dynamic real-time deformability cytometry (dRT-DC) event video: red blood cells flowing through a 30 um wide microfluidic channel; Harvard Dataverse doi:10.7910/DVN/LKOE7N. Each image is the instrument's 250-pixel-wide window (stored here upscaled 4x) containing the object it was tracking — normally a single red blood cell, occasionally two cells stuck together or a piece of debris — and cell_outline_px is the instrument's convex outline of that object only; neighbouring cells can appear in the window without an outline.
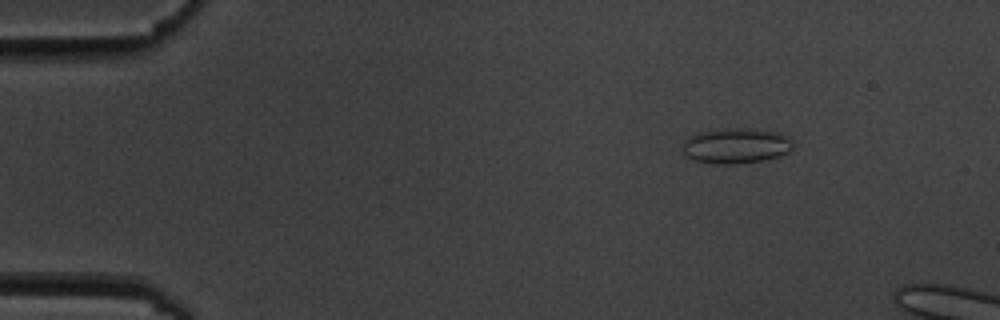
{"species": "common noctule bat (a hibernating species)", "species_latin": "Nyctalus noctula", "temperature_condition": "cold", "stored_images_in_passage": 6, "camera_frame_rate_fps": 3000, "um_per_image_px": 0.085, "animal": {"sex": "male", "body_mass_g": 19.5, "forearm_length_mm": 54.6}, "frame": {"image": 1, "passage_image": 3, "time_ms": 2.333, "image_size_px": [1000, 320], "cell_outline_px": [[792, 148], [788, 152], [764, 160], [740, 164], [716, 164], [696, 160], [684, 156], [680, 148], [684, 140], [688, 136], [696, 132], [728, 128], [748, 128], [780, 132], [788, 136], [792, 140]], "centroid_in_image_um": [62.51, 12.38], "position_along_channel_um": 22.5, "area_um2": 23.18}}